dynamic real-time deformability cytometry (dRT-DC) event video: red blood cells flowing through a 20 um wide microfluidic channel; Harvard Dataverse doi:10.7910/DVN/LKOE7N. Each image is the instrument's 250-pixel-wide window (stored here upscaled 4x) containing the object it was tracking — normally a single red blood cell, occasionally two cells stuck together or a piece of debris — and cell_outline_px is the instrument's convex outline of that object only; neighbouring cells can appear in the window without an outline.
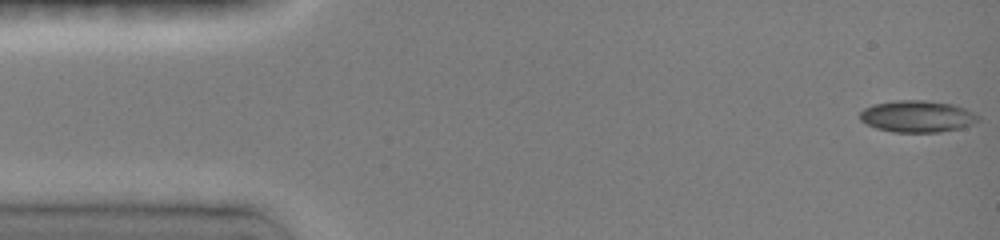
{"species": "common noctule bat (a hibernating species)", "species_latin": "Nyctalus noctula", "temperature_condition": "room temperature", "stored_images_in_passage": 47, "camera_frame_rate_fps": 3000, "um_per_image_px": 0.085, "animal": {"sex": "female", "body_mass_g": 19.0, "forearm_length_mm": 51.5}, "frame": {"image": 1, "passage_image": 1, "time_ms": 0.0, "image_size_px": [1000, 240], "cell_outline_px": [[980, 120], [972, 124], [960, 128], [940, 132], [892, 132], [876, 128], [860, 120], [860, 112], [864, 108], [872, 104], [896, 100], [924, 100], [952, 104], [976, 112], [980, 116]], "centroid_in_image_um": [77.98, 9.89], "position_along_channel_um": 7.0, "area_um2": 22.02}}
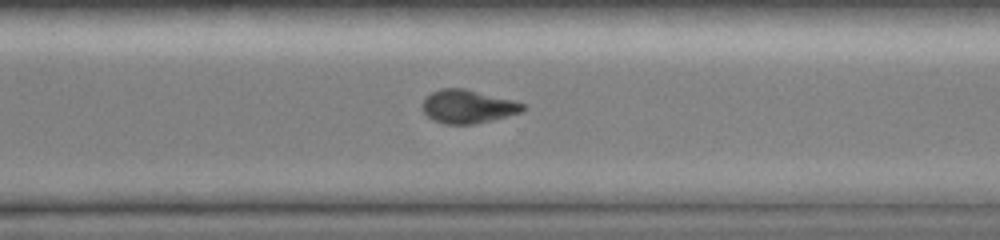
{"frame": {"image": 2, "passage_image": 34, "time_ms": 11.0, "image_size_px": [1000, 240], "cell_outline_px": [[528, 108], [520, 112], [472, 124], [444, 124], [432, 120], [424, 112], [424, 96], [440, 88], [464, 88], [512, 100], [524, 104]], "centroid_in_image_um": [39.73, 9.04], "position_along_channel_um": 330.9, "area_um2": 19.25}}
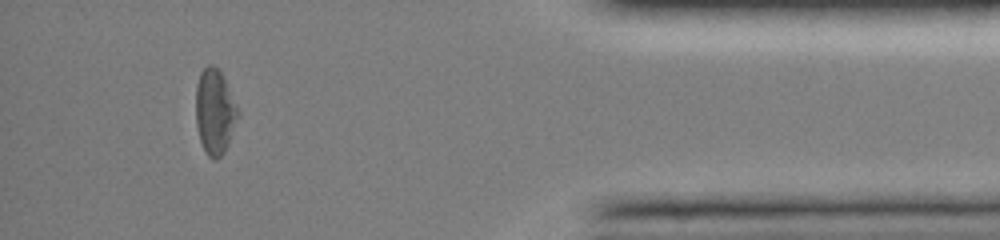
{"frame": {"image": 3, "passage_image": 43, "time_ms": 14.0, "image_size_px": [1000, 240], "cell_outline_px": [[240, 112], [228, 144], [224, 152], [216, 160], [212, 160], [204, 152], [200, 140], [196, 124], [196, 84], [200, 72], [208, 64], [212, 64], [220, 72]], "centroid_in_image_um": [18.24, 9.52], "position_along_channel_um": 417.0, "area_um2": 20.81}, "authors_computed_cell_mechanics": {"area_um2": 20.3456, "velocity_mm_per_s": 4.0368, "shape_relaxation_time_tau1_ms": 6.7244, "shape_relaxation_time_tau2_ms": null, "deformation_change_tau1": 0.1794, "deformation_change_tau2": null}}